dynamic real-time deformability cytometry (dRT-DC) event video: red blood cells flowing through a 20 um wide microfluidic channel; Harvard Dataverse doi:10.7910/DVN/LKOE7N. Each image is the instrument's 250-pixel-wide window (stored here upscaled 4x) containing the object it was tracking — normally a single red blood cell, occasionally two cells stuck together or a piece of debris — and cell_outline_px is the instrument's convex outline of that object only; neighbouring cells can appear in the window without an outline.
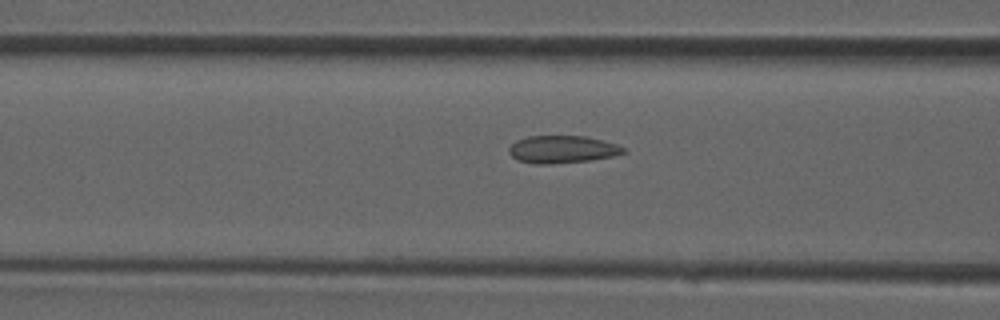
{"species": "common noctule bat (a hibernating species)", "species_latin": "Nyctalus noctula", "temperature_condition": "room temperature", "stored_images_in_passage": 36, "camera_frame_rate_fps": 3000, "um_per_image_px": 0.085, "animal": {"sex": "male", "forearm_length_mm": 52.5}, "frame": {"image": 1, "passage_image": 12, "time_ms": 3.667, "image_size_px": [1000, 320], "cell_outline_px": [[624, 152], [612, 156], [592, 160], [548, 164], [532, 164], [516, 160], [508, 152], [508, 148], [516, 140], [528, 136], [584, 136], [616, 144], [624, 148]], "centroid_in_image_um": [47.72, 12.7], "position_along_channel_um": 118.9, "area_um2": 18.26}}
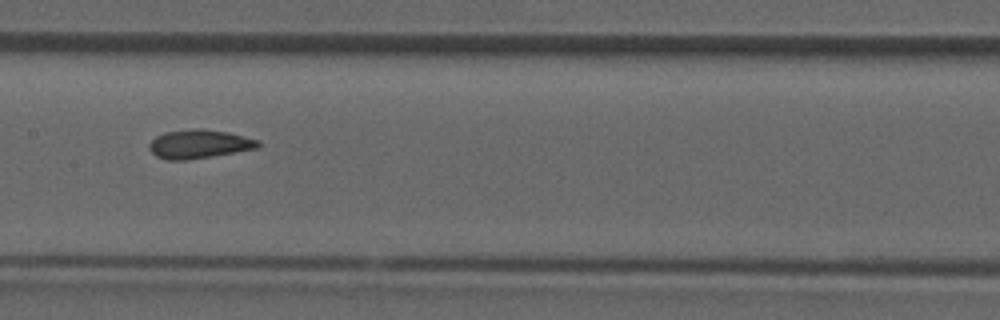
{"frame": {"image": 2, "passage_image": 16, "time_ms": 5.0, "image_size_px": [1000, 320], "cell_outline_px": [[260, 144], [256, 148], [212, 156], [188, 160], [168, 160], [156, 156], [148, 148], [148, 144], [156, 136], [164, 132], [196, 128], [200, 128], [228, 132], [260, 140]], "centroid_in_image_um": [16.9, 12.24], "position_along_channel_um": 190.5, "area_um2": 18.21}}
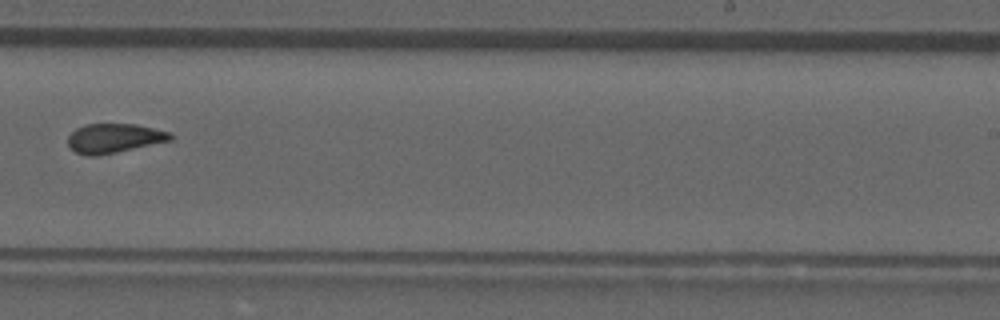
{"frame": {"image": 3, "passage_image": 21, "time_ms": 6.667, "image_size_px": [1000, 320], "cell_outline_px": [[172, 140], [116, 152], [96, 156], [88, 156], [76, 152], [68, 144], [68, 136], [76, 128], [84, 124], [136, 124], [168, 132], [172, 136]], "centroid_in_image_um": [9.66, 11.74], "position_along_channel_um": 279.3, "area_um2": 17.28}}